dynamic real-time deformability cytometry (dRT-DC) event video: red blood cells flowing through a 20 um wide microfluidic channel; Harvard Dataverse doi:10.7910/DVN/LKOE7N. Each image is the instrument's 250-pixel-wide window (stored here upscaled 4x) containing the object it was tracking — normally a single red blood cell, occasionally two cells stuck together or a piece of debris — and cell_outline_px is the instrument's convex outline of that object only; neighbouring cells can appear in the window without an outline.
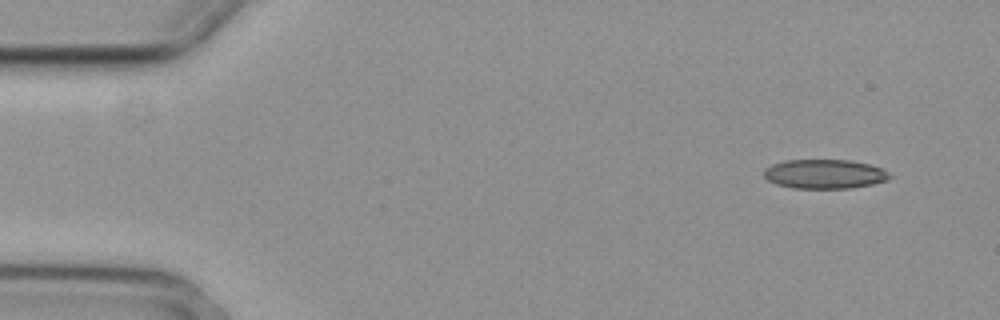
{"species": "common noctule bat (a hibernating species)", "species_latin": "Nyctalus noctula", "temperature_condition": "cold", "stored_images_in_passage": 5, "segment_of_instrument_passage": [2, 2], "camera_frame_rate_fps": 3000, "um_per_image_px": 0.085, "animal": {"sex": "female", "body_mass_g": 29.2, "forearm_length_mm": 56.3}, "frame": {"image": 1, "passage_image": 5, "time_ms": 1.333, "image_size_px": [1000, 320], "cell_outline_px": [[892, 176], [888, 180], [872, 184], [852, 188], [792, 188], [776, 184], [768, 180], [764, 176], [764, 168], [772, 164], [784, 160], [848, 160], [872, 164], [888, 172]], "centroid_in_image_um": [70.09, 14.79], "position_along_channel_um": 14.9, "area_um2": 21.56}}